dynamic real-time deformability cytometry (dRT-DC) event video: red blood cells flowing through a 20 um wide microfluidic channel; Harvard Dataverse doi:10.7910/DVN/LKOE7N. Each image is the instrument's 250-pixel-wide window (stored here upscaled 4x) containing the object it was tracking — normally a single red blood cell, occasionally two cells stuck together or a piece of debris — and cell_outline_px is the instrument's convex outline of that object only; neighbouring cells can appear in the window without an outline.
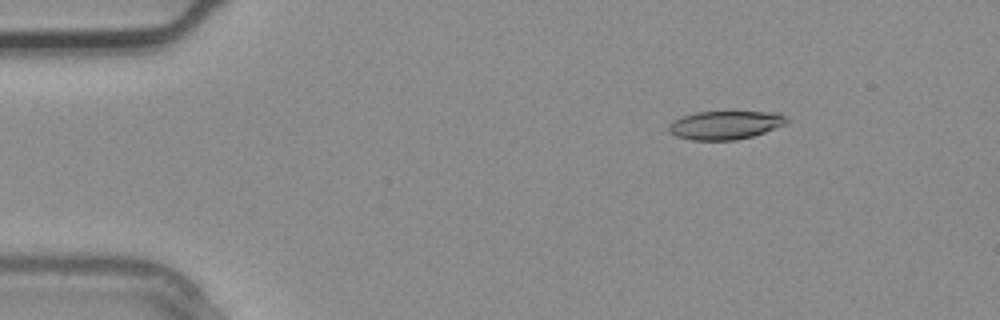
{"species": "common noctule bat (a hibernating species)", "species_latin": "Nyctalus noctula", "temperature_condition": "warm", "stored_images_in_passage": 3, "camera_frame_rate_fps": 3000, "um_per_image_px": 0.085, "animal": {"sex": "male", "body_mass_g": 20.4}, "frame": {"image": 1, "passage_image": 3, "time_ms": 0.667, "image_size_px": [1000, 320], "cell_outline_px": [[788, 124], [752, 136], [736, 140], [692, 140], [676, 136], [668, 132], [668, 124], [684, 116], [696, 112], [780, 112], [788, 116]], "centroid_in_image_um": [61.69, 10.63], "position_along_channel_um": 23.3, "area_um2": 19.65}}